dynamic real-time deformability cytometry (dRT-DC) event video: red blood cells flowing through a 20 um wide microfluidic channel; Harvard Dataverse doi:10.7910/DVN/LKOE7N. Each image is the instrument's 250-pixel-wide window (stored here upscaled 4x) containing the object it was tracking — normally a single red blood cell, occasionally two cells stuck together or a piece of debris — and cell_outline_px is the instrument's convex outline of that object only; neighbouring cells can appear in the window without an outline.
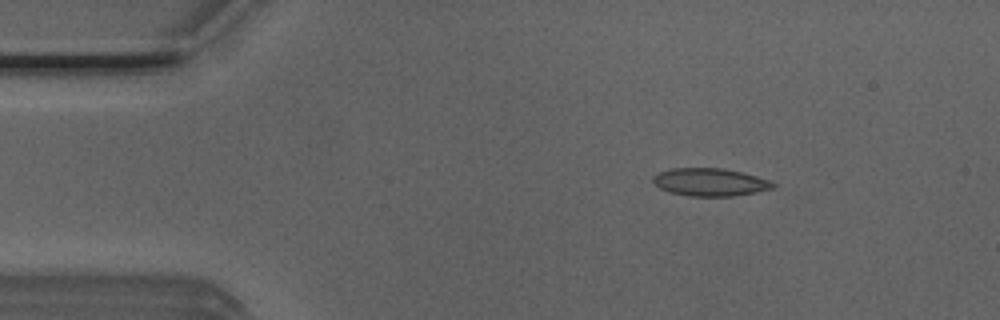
{"species": "Egyptian fruit bat (a non-hibernating species)", "species_latin": "Rousettus aegyptiacus", "temperature_condition": "room temperature", "stored_images_in_passage": 45, "camera_frame_rate_fps": 3000, "um_per_image_px": 0.085, "animal": {"sex": "male"}, "frame": {"image": 1, "passage_image": 1, "time_ms": 0.0, "image_size_px": [1000, 320], "cell_outline_px": [[776, 184], [772, 188], [756, 192], [732, 196], [688, 196], [668, 192], [660, 188], [652, 180], [652, 176], [660, 172], [672, 168], [724, 168], [756, 176], [768, 180]], "centroid_in_image_um": [60.32, 15.48], "position_along_channel_um": 24.7, "area_um2": 19.31}}
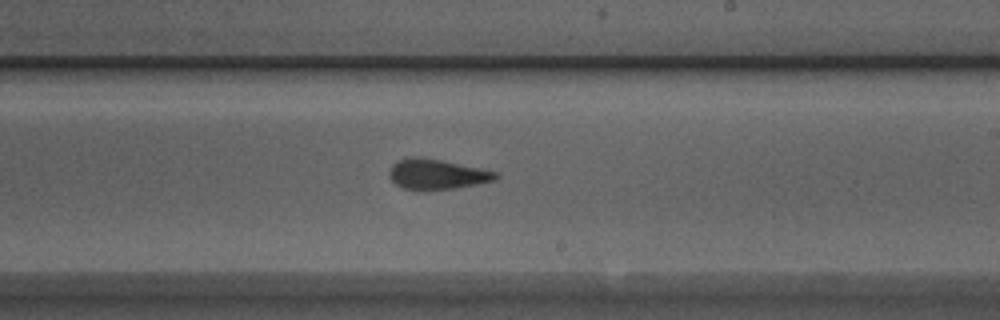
{"frame": {"image": 2, "passage_image": 23, "time_ms": 7.333, "image_size_px": [1000, 320], "cell_outline_px": [[500, 176], [496, 180], [456, 188], [420, 192], [404, 188], [396, 184], [388, 176], [388, 172], [392, 164], [396, 160], [416, 156], [440, 160], [500, 172]], "centroid_in_image_um": [37.12, 14.83], "position_along_channel_um": 251.9, "area_um2": 19.13}}
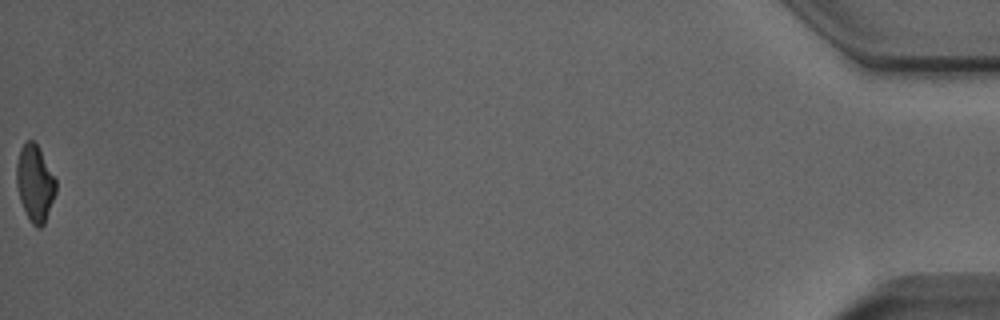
{"frame": {"image": 3, "passage_image": 45, "time_ms": 14.667, "image_size_px": [1000, 320], "cell_outline_px": [[56, 192], [44, 224], [40, 228], [36, 228], [32, 224], [20, 200], [16, 184], [16, 164], [20, 148], [28, 140], [32, 140], [36, 144], [56, 180]], "centroid_in_image_um": [2.96, 15.59], "position_along_channel_um": 432.2, "area_um2": 17.22}, "authors_computed_cell_mechanics": {"area_um2": 18.6694, "velocity_mm_per_s": 3.9419, "shape_relaxation_time_tau1_ms": 6.8785, "shape_relaxation_time_tau2_ms": 0.9057, "deformation_change_tau1": 0.1774, "deformation_change_tau2": 0.0756}}